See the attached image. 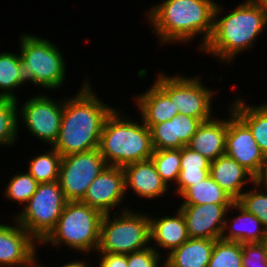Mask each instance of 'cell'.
<instances>
[{
  "label": "cell",
  "instance_id": "obj_1",
  "mask_svg": "<svg viewBox=\"0 0 267 267\" xmlns=\"http://www.w3.org/2000/svg\"><path fill=\"white\" fill-rule=\"evenodd\" d=\"M89 81L74 96L63 99L59 135L52 146L61 156L98 149L104 122L115 109L98 98Z\"/></svg>",
  "mask_w": 267,
  "mask_h": 267
},
{
  "label": "cell",
  "instance_id": "obj_2",
  "mask_svg": "<svg viewBox=\"0 0 267 267\" xmlns=\"http://www.w3.org/2000/svg\"><path fill=\"white\" fill-rule=\"evenodd\" d=\"M222 10V5L217 3L211 37L200 51L229 64L242 52L252 49L259 34L264 32L267 4L244 1L230 13L219 17V13L224 12Z\"/></svg>",
  "mask_w": 267,
  "mask_h": 267
},
{
  "label": "cell",
  "instance_id": "obj_3",
  "mask_svg": "<svg viewBox=\"0 0 267 267\" xmlns=\"http://www.w3.org/2000/svg\"><path fill=\"white\" fill-rule=\"evenodd\" d=\"M216 5L215 0H163L145 13L161 44H186L202 34V50L213 31Z\"/></svg>",
  "mask_w": 267,
  "mask_h": 267
},
{
  "label": "cell",
  "instance_id": "obj_4",
  "mask_svg": "<svg viewBox=\"0 0 267 267\" xmlns=\"http://www.w3.org/2000/svg\"><path fill=\"white\" fill-rule=\"evenodd\" d=\"M120 112L115 107L104 122L98 148L102 157L108 166L117 167L149 160L154 151L150 129Z\"/></svg>",
  "mask_w": 267,
  "mask_h": 267
},
{
  "label": "cell",
  "instance_id": "obj_5",
  "mask_svg": "<svg viewBox=\"0 0 267 267\" xmlns=\"http://www.w3.org/2000/svg\"><path fill=\"white\" fill-rule=\"evenodd\" d=\"M20 35V88L26 82L49 90L60 88L66 79V63L59 47L48 38Z\"/></svg>",
  "mask_w": 267,
  "mask_h": 267
},
{
  "label": "cell",
  "instance_id": "obj_6",
  "mask_svg": "<svg viewBox=\"0 0 267 267\" xmlns=\"http://www.w3.org/2000/svg\"><path fill=\"white\" fill-rule=\"evenodd\" d=\"M104 214L81 201H67L54 229L41 242L60 247L65 244L75 252H97Z\"/></svg>",
  "mask_w": 267,
  "mask_h": 267
},
{
  "label": "cell",
  "instance_id": "obj_7",
  "mask_svg": "<svg viewBox=\"0 0 267 267\" xmlns=\"http://www.w3.org/2000/svg\"><path fill=\"white\" fill-rule=\"evenodd\" d=\"M119 212L104 214L97 253L129 254L151 244L149 215L126 207Z\"/></svg>",
  "mask_w": 267,
  "mask_h": 267
},
{
  "label": "cell",
  "instance_id": "obj_8",
  "mask_svg": "<svg viewBox=\"0 0 267 267\" xmlns=\"http://www.w3.org/2000/svg\"><path fill=\"white\" fill-rule=\"evenodd\" d=\"M66 203L58 181L39 183L14 220L41 243L54 229Z\"/></svg>",
  "mask_w": 267,
  "mask_h": 267
},
{
  "label": "cell",
  "instance_id": "obj_9",
  "mask_svg": "<svg viewBox=\"0 0 267 267\" xmlns=\"http://www.w3.org/2000/svg\"><path fill=\"white\" fill-rule=\"evenodd\" d=\"M155 83L170 97L179 114L192 116L202 122L211 119L214 89L203 86L199 77L169 76L159 73ZM214 95V96H213Z\"/></svg>",
  "mask_w": 267,
  "mask_h": 267
},
{
  "label": "cell",
  "instance_id": "obj_10",
  "mask_svg": "<svg viewBox=\"0 0 267 267\" xmlns=\"http://www.w3.org/2000/svg\"><path fill=\"white\" fill-rule=\"evenodd\" d=\"M99 149L62 156L58 183L67 201H81L93 180L107 167Z\"/></svg>",
  "mask_w": 267,
  "mask_h": 267
},
{
  "label": "cell",
  "instance_id": "obj_11",
  "mask_svg": "<svg viewBox=\"0 0 267 267\" xmlns=\"http://www.w3.org/2000/svg\"><path fill=\"white\" fill-rule=\"evenodd\" d=\"M60 101L51 99L47 94H39L27 99L18 109V118L22 117L30 135L50 147L55 144L61 126L64 101Z\"/></svg>",
  "mask_w": 267,
  "mask_h": 267
},
{
  "label": "cell",
  "instance_id": "obj_12",
  "mask_svg": "<svg viewBox=\"0 0 267 267\" xmlns=\"http://www.w3.org/2000/svg\"><path fill=\"white\" fill-rule=\"evenodd\" d=\"M228 117L225 154L237 161L256 180H258L266 165L267 158L260 150L249 127L233 112Z\"/></svg>",
  "mask_w": 267,
  "mask_h": 267
},
{
  "label": "cell",
  "instance_id": "obj_13",
  "mask_svg": "<svg viewBox=\"0 0 267 267\" xmlns=\"http://www.w3.org/2000/svg\"><path fill=\"white\" fill-rule=\"evenodd\" d=\"M125 194L123 167L107 166L90 184L81 202L109 214L121 205Z\"/></svg>",
  "mask_w": 267,
  "mask_h": 267
},
{
  "label": "cell",
  "instance_id": "obj_14",
  "mask_svg": "<svg viewBox=\"0 0 267 267\" xmlns=\"http://www.w3.org/2000/svg\"><path fill=\"white\" fill-rule=\"evenodd\" d=\"M232 204L180 205L189 238H221L228 208Z\"/></svg>",
  "mask_w": 267,
  "mask_h": 267
},
{
  "label": "cell",
  "instance_id": "obj_15",
  "mask_svg": "<svg viewBox=\"0 0 267 267\" xmlns=\"http://www.w3.org/2000/svg\"><path fill=\"white\" fill-rule=\"evenodd\" d=\"M13 222L15 226L0 224V265L27 267L37 259L39 243L14 219Z\"/></svg>",
  "mask_w": 267,
  "mask_h": 267
},
{
  "label": "cell",
  "instance_id": "obj_16",
  "mask_svg": "<svg viewBox=\"0 0 267 267\" xmlns=\"http://www.w3.org/2000/svg\"><path fill=\"white\" fill-rule=\"evenodd\" d=\"M201 123L198 118L178 114L171 120L152 125L149 129L153 149H181L190 142Z\"/></svg>",
  "mask_w": 267,
  "mask_h": 267
},
{
  "label": "cell",
  "instance_id": "obj_17",
  "mask_svg": "<svg viewBox=\"0 0 267 267\" xmlns=\"http://www.w3.org/2000/svg\"><path fill=\"white\" fill-rule=\"evenodd\" d=\"M125 191L130 188L135 195L144 199H155L168 192L170 187L162 180L151 159L134 162L123 167Z\"/></svg>",
  "mask_w": 267,
  "mask_h": 267
},
{
  "label": "cell",
  "instance_id": "obj_18",
  "mask_svg": "<svg viewBox=\"0 0 267 267\" xmlns=\"http://www.w3.org/2000/svg\"><path fill=\"white\" fill-rule=\"evenodd\" d=\"M238 211V216L229 219L228 212ZM227 229V230H226ZM228 231V233H227ZM224 241H234L241 244L264 242L267 239V230L260 219L247 212L237 202L228 208L221 238Z\"/></svg>",
  "mask_w": 267,
  "mask_h": 267
},
{
  "label": "cell",
  "instance_id": "obj_19",
  "mask_svg": "<svg viewBox=\"0 0 267 267\" xmlns=\"http://www.w3.org/2000/svg\"><path fill=\"white\" fill-rule=\"evenodd\" d=\"M227 130L228 119H216L212 117L200 124L196 133L186 146L202 154L210 161H214L225 154Z\"/></svg>",
  "mask_w": 267,
  "mask_h": 267
},
{
  "label": "cell",
  "instance_id": "obj_20",
  "mask_svg": "<svg viewBox=\"0 0 267 267\" xmlns=\"http://www.w3.org/2000/svg\"><path fill=\"white\" fill-rule=\"evenodd\" d=\"M210 176L235 202L246 191L243 186L249 181H256L246 169L226 154L211 161Z\"/></svg>",
  "mask_w": 267,
  "mask_h": 267
},
{
  "label": "cell",
  "instance_id": "obj_21",
  "mask_svg": "<svg viewBox=\"0 0 267 267\" xmlns=\"http://www.w3.org/2000/svg\"><path fill=\"white\" fill-rule=\"evenodd\" d=\"M149 219L150 241L158 248L167 250L168 254L189 239L185 218L178 208L175 216H149Z\"/></svg>",
  "mask_w": 267,
  "mask_h": 267
},
{
  "label": "cell",
  "instance_id": "obj_22",
  "mask_svg": "<svg viewBox=\"0 0 267 267\" xmlns=\"http://www.w3.org/2000/svg\"><path fill=\"white\" fill-rule=\"evenodd\" d=\"M134 99L141 113V119L148 128L171 120L173 116L179 114L173 101L155 82Z\"/></svg>",
  "mask_w": 267,
  "mask_h": 267
},
{
  "label": "cell",
  "instance_id": "obj_23",
  "mask_svg": "<svg viewBox=\"0 0 267 267\" xmlns=\"http://www.w3.org/2000/svg\"><path fill=\"white\" fill-rule=\"evenodd\" d=\"M216 240L189 238L164 261L168 267H208Z\"/></svg>",
  "mask_w": 267,
  "mask_h": 267
},
{
  "label": "cell",
  "instance_id": "obj_24",
  "mask_svg": "<svg viewBox=\"0 0 267 267\" xmlns=\"http://www.w3.org/2000/svg\"><path fill=\"white\" fill-rule=\"evenodd\" d=\"M211 161L187 146L181 148L180 174L176 193L182 195L190 186L210 176Z\"/></svg>",
  "mask_w": 267,
  "mask_h": 267
},
{
  "label": "cell",
  "instance_id": "obj_25",
  "mask_svg": "<svg viewBox=\"0 0 267 267\" xmlns=\"http://www.w3.org/2000/svg\"><path fill=\"white\" fill-rule=\"evenodd\" d=\"M233 112L249 127L260 150L267 158V102L247 105L241 98L230 104Z\"/></svg>",
  "mask_w": 267,
  "mask_h": 267
},
{
  "label": "cell",
  "instance_id": "obj_26",
  "mask_svg": "<svg viewBox=\"0 0 267 267\" xmlns=\"http://www.w3.org/2000/svg\"><path fill=\"white\" fill-rule=\"evenodd\" d=\"M180 197L184 200L181 205L233 204L235 202L211 176L190 186Z\"/></svg>",
  "mask_w": 267,
  "mask_h": 267
},
{
  "label": "cell",
  "instance_id": "obj_27",
  "mask_svg": "<svg viewBox=\"0 0 267 267\" xmlns=\"http://www.w3.org/2000/svg\"><path fill=\"white\" fill-rule=\"evenodd\" d=\"M61 159V154L51 147L47 153L31 158L27 171L38 183L58 181Z\"/></svg>",
  "mask_w": 267,
  "mask_h": 267
},
{
  "label": "cell",
  "instance_id": "obj_28",
  "mask_svg": "<svg viewBox=\"0 0 267 267\" xmlns=\"http://www.w3.org/2000/svg\"><path fill=\"white\" fill-rule=\"evenodd\" d=\"M20 53H0V98H9L18 101L14 92L19 88Z\"/></svg>",
  "mask_w": 267,
  "mask_h": 267
},
{
  "label": "cell",
  "instance_id": "obj_29",
  "mask_svg": "<svg viewBox=\"0 0 267 267\" xmlns=\"http://www.w3.org/2000/svg\"><path fill=\"white\" fill-rule=\"evenodd\" d=\"M16 100L0 98V145L11 146L18 139V106ZM18 107V108H17Z\"/></svg>",
  "mask_w": 267,
  "mask_h": 267
},
{
  "label": "cell",
  "instance_id": "obj_30",
  "mask_svg": "<svg viewBox=\"0 0 267 267\" xmlns=\"http://www.w3.org/2000/svg\"><path fill=\"white\" fill-rule=\"evenodd\" d=\"M150 159L166 185L170 187L169 182L176 185L180 174L181 149L154 150Z\"/></svg>",
  "mask_w": 267,
  "mask_h": 267
},
{
  "label": "cell",
  "instance_id": "obj_31",
  "mask_svg": "<svg viewBox=\"0 0 267 267\" xmlns=\"http://www.w3.org/2000/svg\"><path fill=\"white\" fill-rule=\"evenodd\" d=\"M242 244L218 239L214 243L208 267H243Z\"/></svg>",
  "mask_w": 267,
  "mask_h": 267
},
{
  "label": "cell",
  "instance_id": "obj_32",
  "mask_svg": "<svg viewBox=\"0 0 267 267\" xmlns=\"http://www.w3.org/2000/svg\"><path fill=\"white\" fill-rule=\"evenodd\" d=\"M251 184L255 186L254 189L244 191L236 202L247 212L258 217L267 230V188L258 180Z\"/></svg>",
  "mask_w": 267,
  "mask_h": 267
},
{
  "label": "cell",
  "instance_id": "obj_33",
  "mask_svg": "<svg viewBox=\"0 0 267 267\" xmlns=\"http://www.w3.org/2000/svg\"><path fill=\"white\" fill-rule=\"evenodd\" d=\"M38 182L28 173L15 174L5 186L4 196L9 200L25 205L36 192ZM24 203V204H23Z\"/></svg>",
  "mask_w": 267,
  "mask_h": 267
},
{
  "label": "cell",
  "instance_id": "obj_34",
  "mask_svg": "<svg viewBox=\"0 0 267 267\" xmlns=\"http://www.w3.org/2000/svg\"><path fill=\"white\" fill-rule=\"evenodd\" d=\"M154 245L127 254V267H162L160 250Z\"/></svg>",
  "mask_w": 267,
  "mask_h": 267
},
{
  "label": "cell",
  "instance_id": "obj_35",
  "mask_svg": "<svg viewBox=\"0 0 267 267\" xmlns=\"http://www.w3.org/2000/svg\"><path fill=\"white\" fill-rule=\"evenodd\" d=\"M242 253L243 267H267L266 240L242 244Z\"/></svg>",
  "mask_w": 267,
  "mask_h": 267
},
{
  "label": "cell",
  "instance_id": "obj_36",
  "mask_svg": "<svg viewBox=\"0 0 267 267\" xmlns=\"http://www.w3.org/2000/svg\"><path fill=\"white\" fill-rule=\"evenodd\" d=\"M98 256L99 267H127V254L99 253Z\"/></svg>",
  "mask_w": 267,
  "mask_h": 267
},
{
  "label": "cell",
  "instance_id": "obj_37",
  "mask_svg": "<svg viewBox=\"0 0 267 267\" xmlns=\"http://www.w3.org/2000/svg\"><path fill=\"white\" fill-rule=\"evenodd\" d=\"M61 267H90V265H87V261H71V262H66V264H63Z\"/></svg>",
  "mask_w": 267,
  "mask_h": 267
},
{
  "label": "cell",
  "instance_id": "obj_38",
  "mask_svg": "<svg viewBox=\"0 0 267 267\" xmlns=\"http://www.w3.org/2000/svg\"><path fill=\"white\" fill-rule=\"evenodd\" d=\"M258 181L261 182L262 185L267 188V161H266V165L264 168V172L262 176L258 179Z\"/></svg>",
  "mask_w": 267,
  "mask_h": 267
},
{
  "label": "cell",
  "instance_id": "obj_39",
  "mask_svg": "<svg viewBox=\"0 0 267 267\" xmlns=\"http://www.w3.org/2000/svg\"><path fill=\"white\" fill-rule=\"evenodd\" d=\"M43 264H39L38 263V261H37V259L32 263V264H30L29 266H27V267H45L44 265L42 266Z\"/></svg>",
  "mask_w": 267,
  "mask_h": 267
},
{
  "label": "cell",
  "instance_id": "obj_40",
  "mask_svg": "<svg viewBox=\"0 0 267 267\" xmlns=\"http://www.w3.org/2000/svg\"><path fill=\"white\" fill-rule=\"evenodd\" d=\"M248 2H257V3H266L267 4V0H245Z\"/></svg>",
  "mask_w": 267,
  "mask_h": 267
},
{
  "label": "cell",
  "instance_id": "obj_41",
  "mask_svg": "<svg viewBox=\"0 0 267 267\" xmlns=\"http://www.w3.org/2000/svg\"><path fill=\"white\" fill-rule=\"evenodd\" d=\"M266 257H267V239H266Z\"/></svg>",
  "mask_w": 267,
  "mask_h": 267
},
{
  "label": "cell",
  "instance_id": "obj_42",
  "mask_svg": "<svg viewBox=\"0 0 267 267\" xmlns=\"http://www.w3.org/2000/svg\"><path fill=\"white\" fill-rule=\"evenodd\" d=\"M162 267H168L167 265H165L164 263H162Z\"/></svg>",
  "mask_w": 267,
  "mask_h": 267
}]
</instances>
